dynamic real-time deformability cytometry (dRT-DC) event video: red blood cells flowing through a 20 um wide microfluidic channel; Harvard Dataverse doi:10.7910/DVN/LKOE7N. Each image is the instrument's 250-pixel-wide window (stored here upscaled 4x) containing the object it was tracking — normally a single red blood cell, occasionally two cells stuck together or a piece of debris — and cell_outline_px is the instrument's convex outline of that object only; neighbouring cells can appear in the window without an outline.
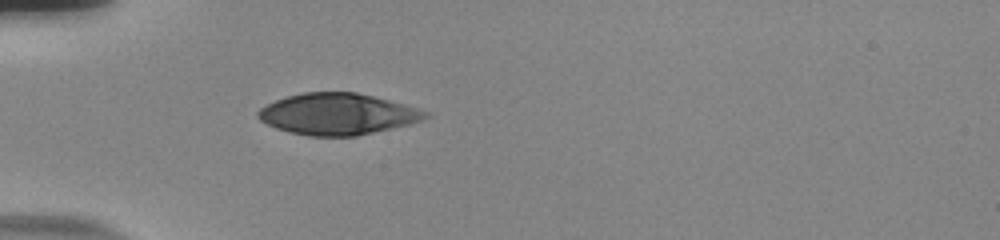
{"species": "human", "species_latin": "Homo sapiens", "temperature_condition": "room temperature", "stored_images_in_passage": 39, "camera_frame_rate_fps": 3000, "um_per_image_px": 0.085, "donor": {"sex": "male"}, "frame": {"image": 1, "passage_image": 1, "time_ms": 0.0, "image_size_px": [1000, 240], "cell_outline_px": [[432, 116], [424, 120], [408, 124], [356, 136], [308, 136], [288, 132], [276, 128], [260, 120], [256, 116], [256, 112], [260, 108], [276, 100], [288, 96], [304, 92], [356, 92], [388, 100], [416, 108], [428, 112]], "centroid_in_image_um": [28.67, 9.7], "position_along_channel_um": 56.3, "area_um2": 40.11}}
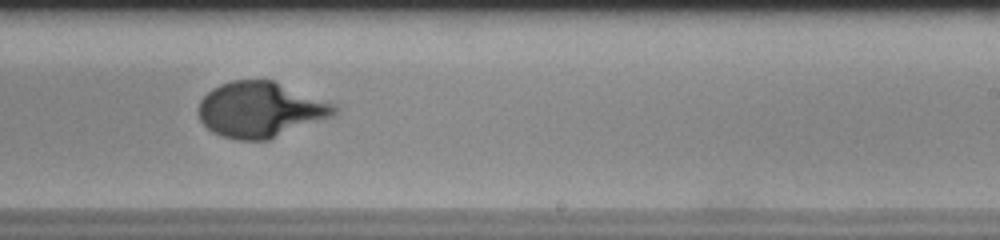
{"frame": {"image": 2, "passage_image": 19, "time_ms": 6.0, "image_size_px": [1000, 240], "cell_outline_px": [[340, 112], [332, 116], [268, 140], [236, 140], [220, 136], [212, 132], [200, 120], [200, 100], [212, 88], [220, 84], [232, 80], [272, 80], [336, 104], [340, 108]], "centroid_in_image_um": [22.15, 9.32], "position_along_channel_um": 266.8, "area_um2": 43.81}}
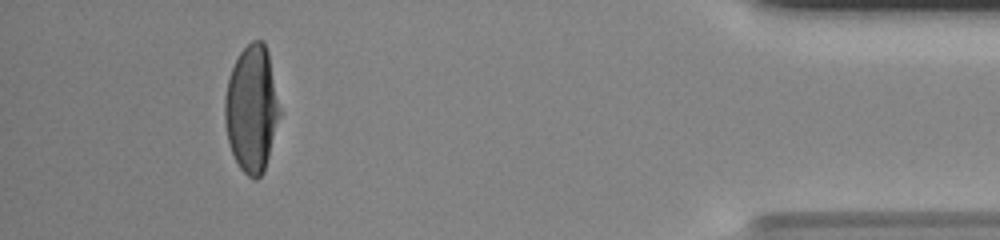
{"frame": {"image": 3, "passage_image": 35, "time_ms": 11.333, "image_size_px": [1000, 240], "cell_outline_px": [[280, 116], [264, 172], [256, 180], [248, 176], [240, 168], [232, 152], [228, 140], [224, 120], [224, 100], [228, 80], [232, 68], [240, 52], [252, 40], [264, 40], [268, 52], [280, 108]], "centroid_in_image_um": [21.39, 9.25], "position_along_channel_um": 413.8, "area_um2": 40.34}, "authors_computed_cell_mechanics": {"area_um2": 42.8298, "velocity_mm_per_s": 3.7043, "shape_relaxation_time_tau1_ms": 4.6029, "shape_relaxation_time_tau2_ms": null, "deformation_change_tau1": 0.2463, "deformation_change_tau2": null}}